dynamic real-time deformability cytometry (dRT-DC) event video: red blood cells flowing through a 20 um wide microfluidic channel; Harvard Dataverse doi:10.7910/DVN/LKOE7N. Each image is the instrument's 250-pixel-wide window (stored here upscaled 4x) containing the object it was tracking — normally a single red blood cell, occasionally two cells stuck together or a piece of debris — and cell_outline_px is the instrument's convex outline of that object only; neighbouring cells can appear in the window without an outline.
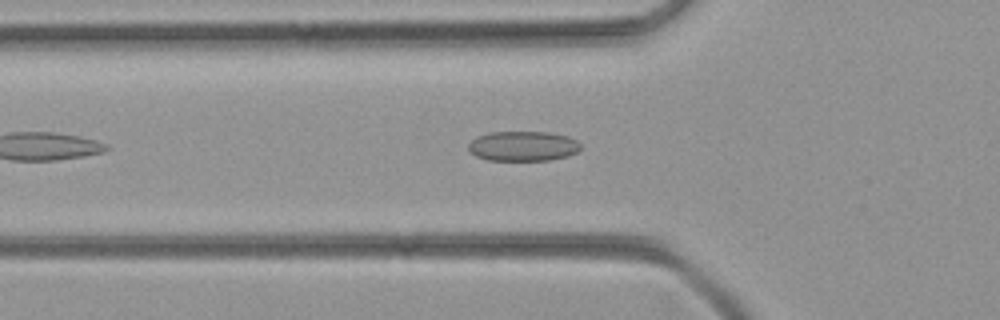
{"species": "common noctule bat (a hibernating species)", "species_latin": "Nyctalus noctula", "temperature_condition": "room temperature", "stored_images_in_passage": 36, "camera_frame_rate_fps": 3000, "um_per_image_px": 0.085, "animal": {"sex": "female", "body_mass_g": 21.9}, "frame": {"image": 1, "passage_image": 3, "time_ms": 0.667, "image_size_px": [1000, 320], "cell_outline_px": [[580, 148], [576, 152], [568, 156], [548, 160], [488, 160], [476, 156], [468, 148], [468, 144], [476, 136], [492, 132], [548, 132], [568, 136], [576, 140], [580, 144]], "centroid_in_image_um": [44.45, 12.41], "position_along_channel_um": 81.3, "area_um2": 19.48}}
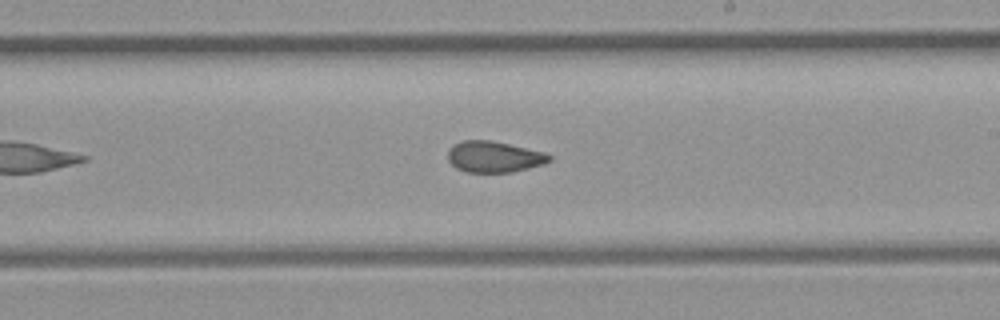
{"frame": {"image": 2, "passage_image": 15, "time_ms": 4.667, "image_size_px": [1000, 320], "cell_outline_px": [[552, 160], [544, 164], [512, 172], [468, 172], [456, 168], [448, 160], [448, 148], [452, 144], [460, 140], [492, 140], [544, 152], [552, 156]], "centroid_in_image_um": [41.98, 13.31], "position_along_channel_um": 247.0, "area_um2": 18.55}}
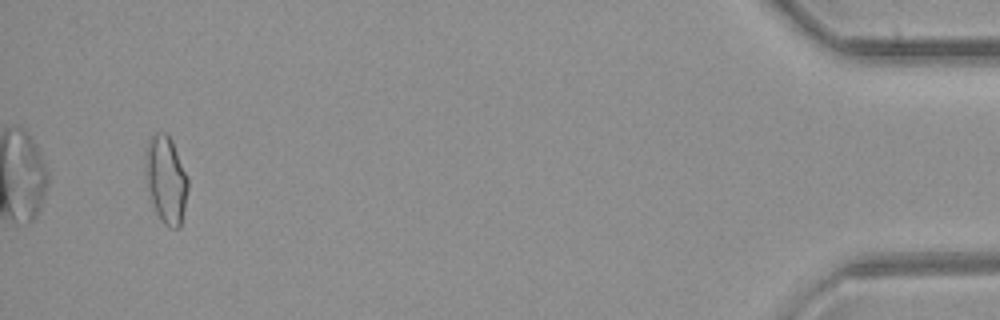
{"frame": {"image": 3, "passage_image": 34, "time_ms": 11.0, "image_size_px": [1000, 320], "cell_outline_px": [[188, 188], [180, 228], [168, 228], [164, 224], [156, 212], [152, 200], [144, 172], [144, 152], [148, 136], [152, 132], [164, 132], [172, 140], [188, 176]], "centroid_in_image_um": [14.09, 15.19], "position_along_channel_um": 421.1, "area_um2": 22.02}}